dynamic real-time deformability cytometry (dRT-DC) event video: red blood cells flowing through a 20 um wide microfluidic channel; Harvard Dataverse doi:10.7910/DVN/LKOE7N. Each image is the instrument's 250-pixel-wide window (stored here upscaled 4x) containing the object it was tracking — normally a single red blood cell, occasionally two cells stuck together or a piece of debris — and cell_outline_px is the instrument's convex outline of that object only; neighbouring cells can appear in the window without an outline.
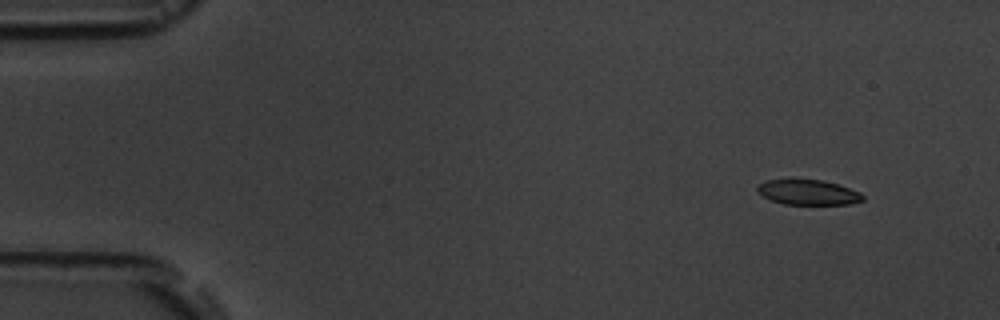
{"species": "common noctule bat (a hibernating species)", "species_latin": "Nyctalus noctula", "temperature_condition": "room temperature", "stored_images_in_passage": 6, "camera_frame_rate_fps": 3000, "um_per_image_px": 0.085, "animal": {"sex": "male", "body_mass_g": 19.5, "forearm_length_mm": 54.6}, "frame": {"image": 1, "passage_image": 1, "time_ms": 0.0, "image_size_px": [1000, 320], "cell_outline_px": [[864, 200], [848, 204], [784, 204], [772, 200], [756, 192], [756, 188], [764, 180], [792, 176], [824, 180], [860, 192], [864, 196]], "centroid_in_image_um": [68.61, 16.29], "position_along_channel_um": 16.4, "area_um2": 16.07}}
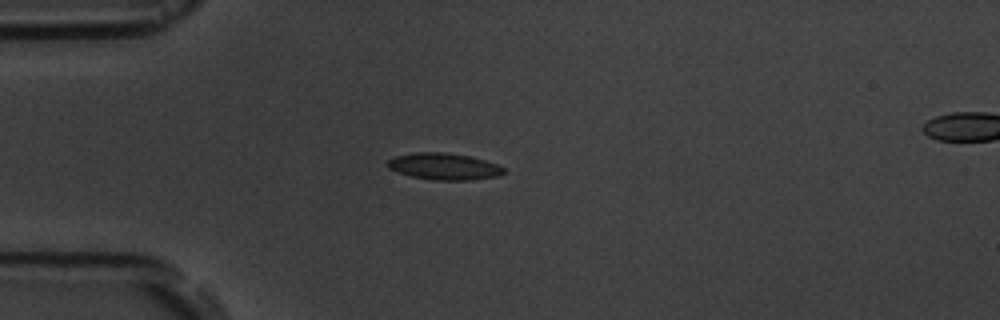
{"frame": {"image": 2, "passage_image": 4, "time_ms": 3.333, "image_size_px": [1000, 320], "cell_outline_px": [[504, 172], [500, 176], [472, 180], [432, 180], [412, 176], [388, 168], [384, 164], [388, 160], [396, 156], [416, 152], [444, 152], [472, 156], [496, 164], [504, 168]], "centroid_in_image_um": [37.75, 14.14], "position_along_channel_um": 47.3, "area_um2": 18.09}}
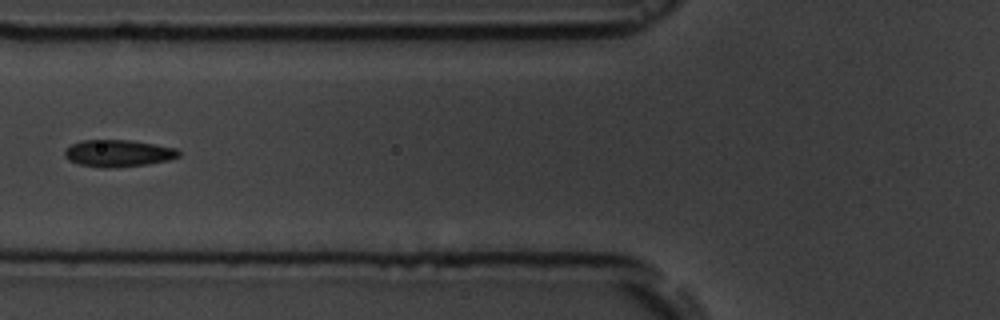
{"frame": {"image": 3, "passage_image": 6, "time_ms": 5.667, "image_size_px": [1000, 320], "cell_outline_px": [[180, 156], [168, 160], [148, 164], [116, 168], [100, 168], [80, 164], [68, 160], [64, 156], [64, 152], [72, 144], [80, 140], [128, 140], [176, 148], [180, 152]], "centroid_in_image_um": [10.03, 13.04], "position_along_channel_um": 115.8, "area_um2": 17.92}}